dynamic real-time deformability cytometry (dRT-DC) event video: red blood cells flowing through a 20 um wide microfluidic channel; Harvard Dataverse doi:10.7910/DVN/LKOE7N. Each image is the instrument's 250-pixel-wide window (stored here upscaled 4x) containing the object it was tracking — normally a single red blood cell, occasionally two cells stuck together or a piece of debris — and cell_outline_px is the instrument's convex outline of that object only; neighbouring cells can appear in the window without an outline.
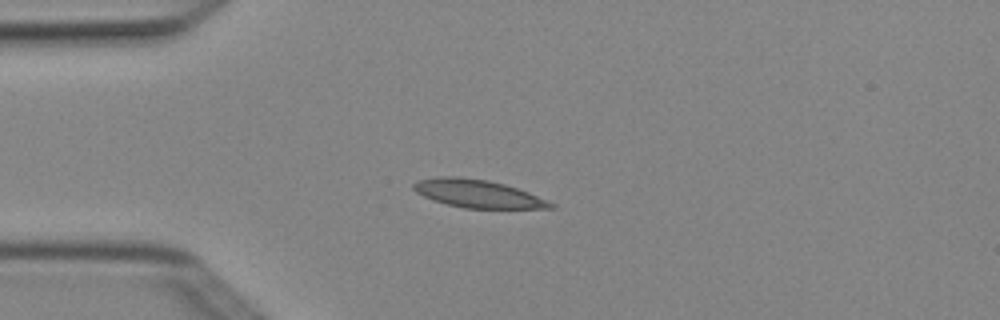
{"species": "Egyptian fruit bat (a non-hibernating species)", "species_latin": "Rousettus aegyptiacus", "temperature_condition": "cold", "stored_images_in_passage": 3, "camera_frame_rate_fps": 3000, "um_per_image_px": 0.085, "animal": {"sex": "female"}, "frame": {"image": 1, "passage_image": 3, "time_ms": 0.667, "image_size_px": [1000, 320], "cell_outline_px": [[556, 208], [464, 208], [432, 200], [416, 192], [412, 188], [412, 184], [416, 180], [440, 176], [456, 176], [488, 180], [504, 184], [528, 192], [548, 200], [556, 204]], "centroid_in_image_um": [40.59, 16.45], "position_along_channel_um": 44.4, "area_um2": 22.31}}